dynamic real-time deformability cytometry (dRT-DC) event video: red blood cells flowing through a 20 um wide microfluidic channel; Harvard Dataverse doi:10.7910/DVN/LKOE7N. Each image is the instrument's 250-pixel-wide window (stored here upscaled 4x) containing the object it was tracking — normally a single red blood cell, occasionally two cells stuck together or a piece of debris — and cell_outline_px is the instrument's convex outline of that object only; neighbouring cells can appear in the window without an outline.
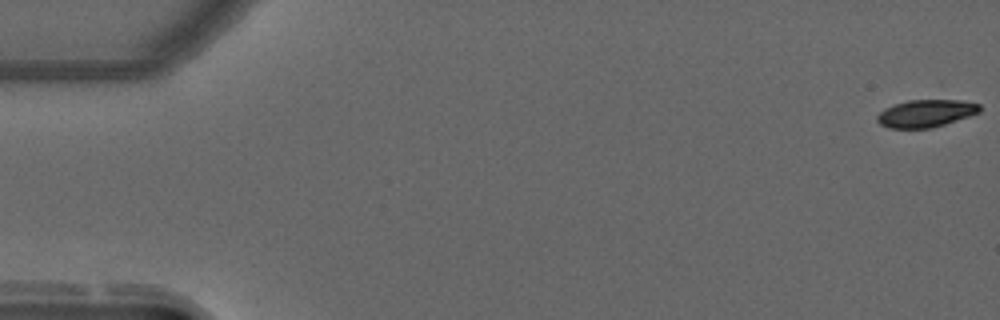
{"species": "common noctule bat (a hibernating species)", "species_latin": "Nyctalus noctula", "temperature_condition": "warm", "stored_images_in_passage": 56, "camera_frame_rate_fps": 3000, "um_per_image_px": 0.085, "animal": {"sex": "male", "forearm_length_mm": 52.5}, "frame": {"image": 1, "passage_image": 1, "time_ms": 0.0, "image_size_px": [1000, 320], "cell_outline_px": [[980, 112], [932, 128], [888, 128], [880, 124], [876, 120], [876, 116], [884, 108], [908, 100], [960, 100], [980, 104]], "centroid_in_image_um": [78.67, 9.64], "position_along_channel_um": 6.3, "area_um2": 16.3}}
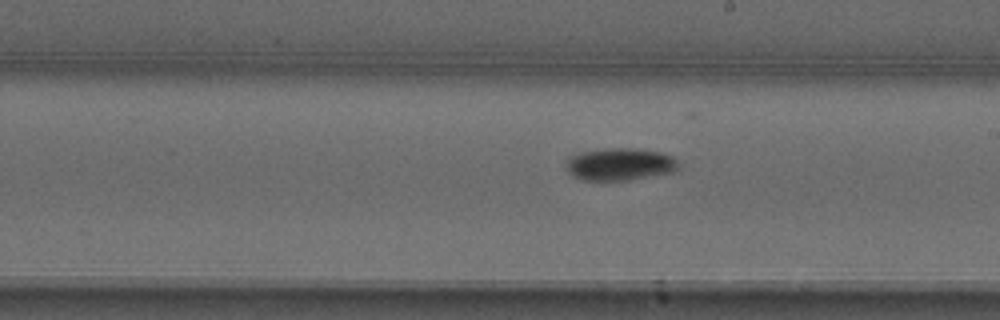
{"frame": {"image": 2, "passage_image": 32, "time_ms": 10.333, "image_size_px": [1000, 320], "cell_outline_px": [[680, 168], [672, 172], [628, 180], [584, 180], [572, 176], [568, 172], [568, 156], [580, 152], [604, 148], [636, 148], [660, 152], [672, 156], [680, 164]], "centroid_in_image_um": [52.7, 13.95], "position_along_channel_um": 236.3, "area_um2": 21.27}}
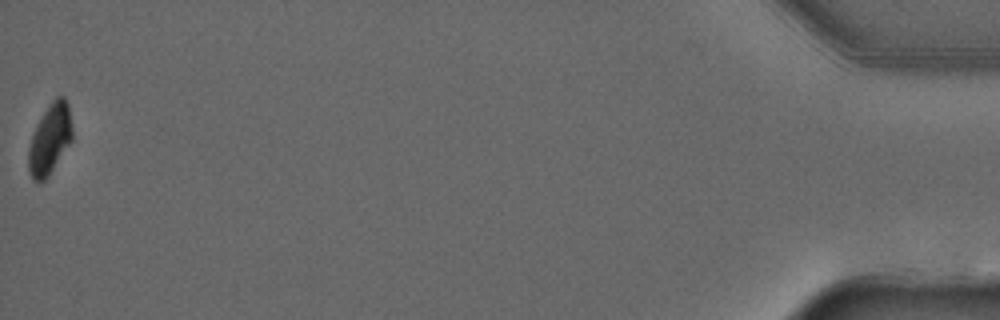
{"frame": {"image": 3, "passage_image": 56, "time_ms": 18.333, "image_size_px": [1000, 320], "cell_outline_px": [[72, 140], [48, 176], [44, 180], [32, 180], [28, 172], [28, 148], [36, 124], [52, 100], [56, 96], [64, 96], [68, 104], [72, 128]], "centroid_in_image_um": [4.23, 11.82], "position_along_channel_um": 431.0, "area_um2": 17.8}, "authors_computed_cell_mechanics": {"area_um2": 19.3052, "velocity_mm_per_s": 3.7062, "shape_relaxation_time_tau1_ms": 11.3062, "shape_relaxation_time_tau2_ms": null, "deformation_change_tau1": 0.2346, "deformation_change_tau2": null}}